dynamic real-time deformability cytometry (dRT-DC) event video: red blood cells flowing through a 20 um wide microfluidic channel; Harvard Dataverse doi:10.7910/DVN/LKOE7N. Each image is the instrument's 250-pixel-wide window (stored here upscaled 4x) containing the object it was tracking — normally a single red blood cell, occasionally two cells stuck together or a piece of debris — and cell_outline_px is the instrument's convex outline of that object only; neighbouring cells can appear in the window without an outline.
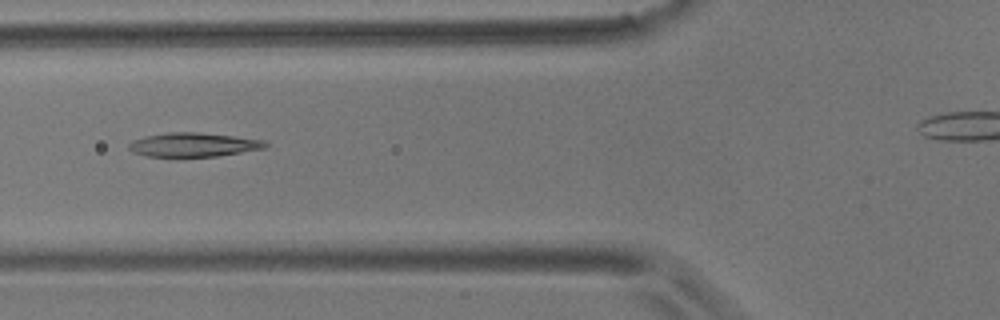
{"species": "common noctule bat (a hibernating species)", "species_latin": "Nyctalus noctula", "temperature_condition": "room temperature", "stored_images_in_passage": 8, "camera_frame_rate_fps": 3000, "um_per_image_px": 0.085, "animal": {"sex": "male", "body_mass_g": 17.9}, "frame": {"image": 1, "passage_image": 3, "time_ms": 2.333, "image_size_px": [1000, 320], "cell_outline_px": [[268, 144], [264, 148], [216, 156], [148, 156], [132, 152], [128, 148], [128, 144], [132, 140], [144, 136], [168, 132], [196, 132], [232, 136], [264, 140]], "centroid_in_image_um": [16.38, 12.29], "position_along_channel_um": 109.4, "area_um2": 18.84}}
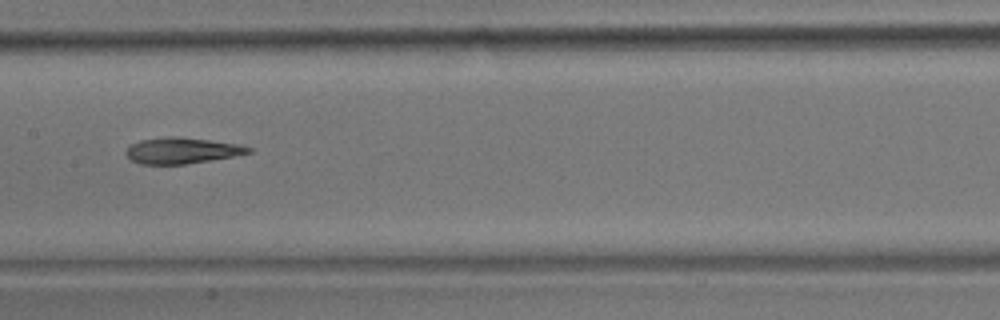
{"frame": {"image": 2, "passage_image": 5, "time_ms": 4.667, "image_size_px": [1000, 320], "cell_outline_px": [[252, 152], [232, 156], [184, 164], [140, 164], [132, 160], [124, 152], [132, 144], [140, 140], [168, 136], [208, 140], [240, 144], [252, 148]], "centroid_in_image_um": [15.44, 12.8], "position_along_channel_um": 192.0, "area_um2": 18.21}}
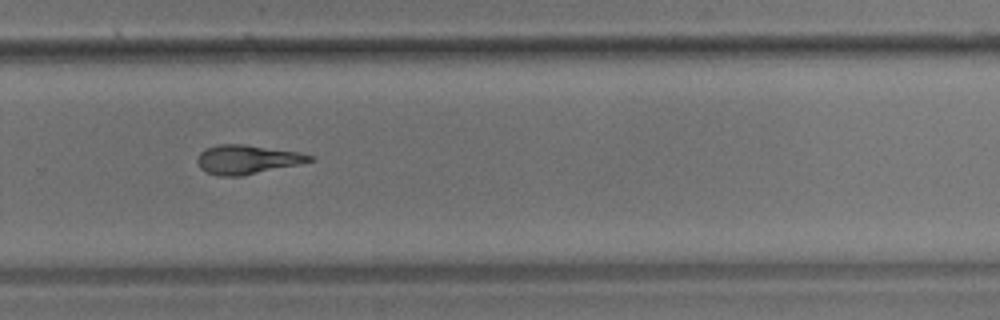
{"frame": {"image": 3, "passage_image": 8, "time_ms": 8.0, "image_size_px": [1000, 320], "cell_outline_px": [[316, 160], [240, 176], [216, 176], [200, 168], [196, 160], [200, 152], [216, 144], [244, 144], [300, 152], [312, 156]], "centroid_in_image_um": [20.98, 13.55], "position_along_channel_um": 308.8, "area_um2": 18.84}}